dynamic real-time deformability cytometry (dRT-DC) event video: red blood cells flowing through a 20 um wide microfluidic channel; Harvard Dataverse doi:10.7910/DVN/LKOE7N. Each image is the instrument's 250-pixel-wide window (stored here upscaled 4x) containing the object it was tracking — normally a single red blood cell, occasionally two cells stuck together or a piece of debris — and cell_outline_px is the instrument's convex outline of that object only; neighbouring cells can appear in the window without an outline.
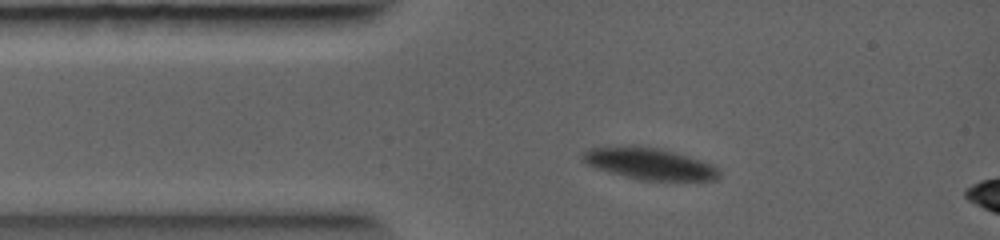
{"species": "common noctule bat (a hibernating species)", "species_latin": "Nyctalus noctula", "temperature_condition": "warm", "stored_images_in_passage": 3, "camera_frame_rate_fps": 5000, "um_per_image_px": 0.085, "animal": {"sex": "female", "body_mass_g": 19.0, "forearm_length_mm": 56.7}, "frame": {"image": 1, "passage_image": 1, "time_ms": 0.0, "image_size_px": [1000, 240], "cell_outline_px": [[720, 176], [716, 180], [644, 180], [624, 176], [596, 168], [588, 164], [580, 156], [588, 148], [632, 144], [636, 144], [660, 148], [676, 152], [712, 164], [720, 168]], "centroid_in_image_um": [55.21, 13.89], "position_along_channel_um": 29.8, "area_um2": 25.43}}